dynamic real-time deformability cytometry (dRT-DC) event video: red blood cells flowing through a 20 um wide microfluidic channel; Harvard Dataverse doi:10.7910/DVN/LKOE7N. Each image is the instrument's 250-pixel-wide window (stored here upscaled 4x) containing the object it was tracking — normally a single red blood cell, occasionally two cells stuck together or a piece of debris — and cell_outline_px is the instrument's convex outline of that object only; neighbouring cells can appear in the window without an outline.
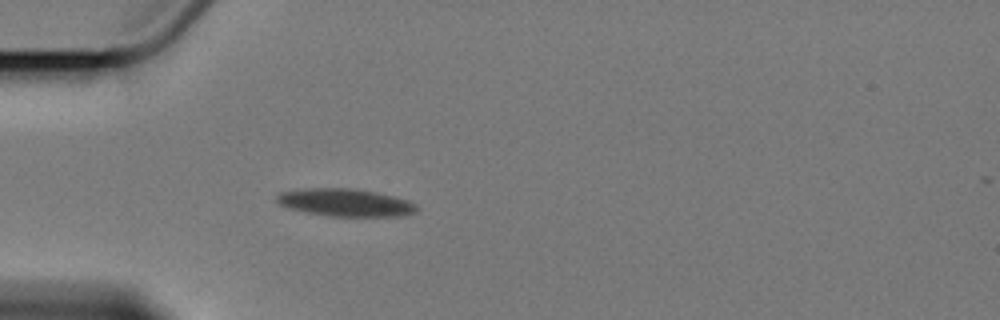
{"species": "Egyptian fruit bat (a non-hibernating species)", "species_latin": "Rousettus aegyptiacus", "temperature_condition": "cold", "stored_images_in_passage": 5, "camera_frame_rate_fps": 3000, "um_per_image_px": 0.085, "animal": {"sex": "female"}, "frame": {"image": 1, "passage_image": 5, "time_ms": 5.667, "image_size_px": [1000, 320], "cell_outline_px": [[416, 212], [404, 216], [328, 216], [308, 212], [292, 208], [280, 204], [276, 200], [276, 196], [280, 192], [312, 188], [348, 188], [376, 192], [408, 200], [416, 204]], "centroid_in_image_um": [29.39, 17.22], "position_along_channel_um": 55.6, "area_um2": 22.2}}